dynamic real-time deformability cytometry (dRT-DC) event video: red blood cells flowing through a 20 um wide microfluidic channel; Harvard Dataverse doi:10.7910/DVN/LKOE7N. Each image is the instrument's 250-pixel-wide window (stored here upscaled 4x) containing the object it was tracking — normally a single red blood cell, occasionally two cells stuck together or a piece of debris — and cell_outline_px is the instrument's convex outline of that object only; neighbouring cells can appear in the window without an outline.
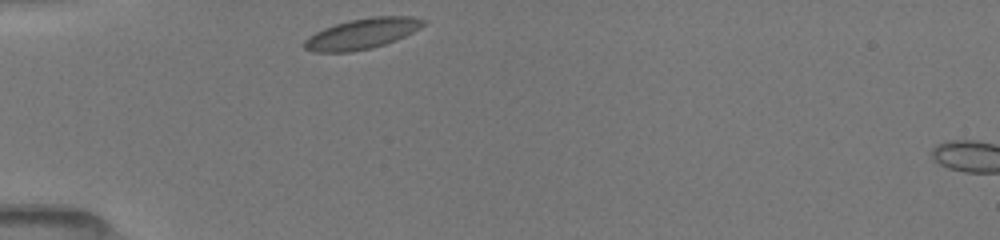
{"species": "common noctule bat (a hibernating species)", "species_latin": "Nyctalus noctula", "temperature_condition": "room temperature", "stored_images_in_passage": 2, "camera_frame_rate_fps": 3000, "um_per_image_px": 0.085, "animal": {"sex": "female", "body_mass_g": 19.5, "forearm_length_mm": 54.1}, "frame": {"image": 1, "passage_image": 1, "time_ms": 0.0, "image_size_px": [1000, 240], "cell_outline_px": [[428, 20], [420, 28], [396, 40], [372, 48], [348, 52], [312, 52], [304, 48], [304, 40], [308, 36], [324, 28], [348, 20], [376, 16], [412, 16]], "centroid_in_image_um": [30.78, 2.86], "position_along_channel_um": 54.2, "area_um2": 21.15}}